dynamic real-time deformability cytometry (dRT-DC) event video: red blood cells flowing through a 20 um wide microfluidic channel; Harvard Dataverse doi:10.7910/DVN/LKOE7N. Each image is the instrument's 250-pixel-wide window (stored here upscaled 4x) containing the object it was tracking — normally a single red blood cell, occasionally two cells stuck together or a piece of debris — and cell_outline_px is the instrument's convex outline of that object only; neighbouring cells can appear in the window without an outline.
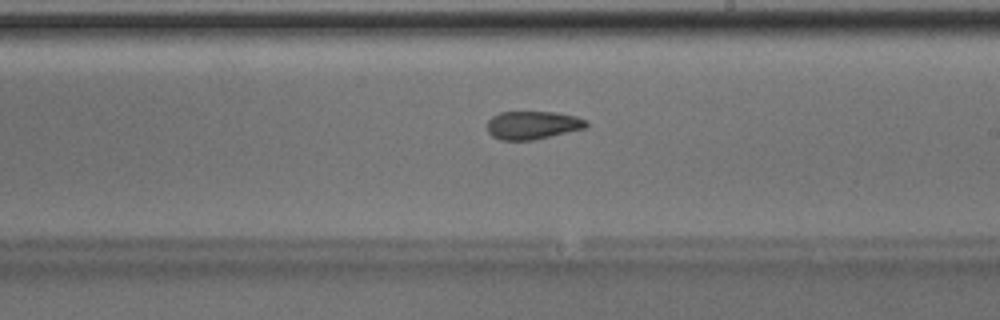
{"species": "Egyptian fruit bat (a non-hibernating species)", "species_latin": "Rousettus aegyptiacus", "temperature_condition": "room temperature", "stored_images_in_passage": 50, "camera_frame_rate_fps": 3000, "um_per_image_px": 0.085, "animal": {"sex": "male"}, "frame": {"image": 1, "passage_image": 29, "time_ms": 9.333, "image_size_px": [1000, 320], "cell_outline_px": [[588, 124], [584, 128], [532, 140], [500, 140], [492, 136], [488, 132], [488, 120], [492, 116], [500, 112], [556, 112], [576, 116], [588, 120]], "centroid_in_image_um": [45.26, 10.63], "position_along_channel_um": 243.7, "area_um2": 16.18}, "authors_computed_cell_mechanics": {"area_um2": 17.5423, "velocity_mm_per_s": 4.0382, "shape_relaxation_time_tau1_ms": 5.13, "shape_relaxation_time_tau2_ms": 2.5584, "deformation_change_tau1": 0.1326, "deformation_change_tau2": 0.0884}}